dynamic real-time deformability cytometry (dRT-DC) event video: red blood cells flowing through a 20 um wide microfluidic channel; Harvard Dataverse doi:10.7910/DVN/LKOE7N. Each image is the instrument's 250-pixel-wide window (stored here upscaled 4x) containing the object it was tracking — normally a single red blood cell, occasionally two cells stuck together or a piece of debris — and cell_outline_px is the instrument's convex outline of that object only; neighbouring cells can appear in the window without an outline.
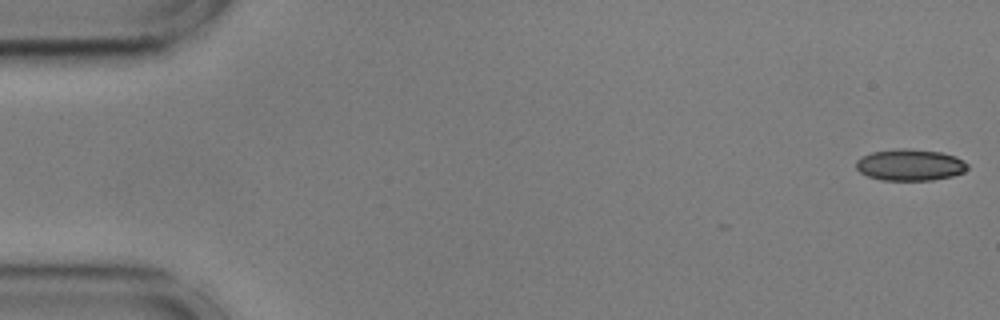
{"species": "common noctule bat (a hibernating species)", "species_latin": "Nyctalus noctula", "temperature_condition": "cold", "stored_images_in_passage": 9, "camera_frame_rate_fps": 3000, "um_per_image_px": 0.085, "animal": {"sex": "male", "body_mass_g": 17.9, "forearm_length_mm": 54.2}, "frame": {"image": 1, "passage_image": 1, "time_ms": 0.0, "image_size_px": [1000, 320], "cell_outline_px": [[968, 168], [964, 172], [952, 176], [932, 180], [880, 180], [868, 176], [860, 172], [856, 168], [856, 160], [860, 156], [872, 152], [900, 148], [904, 148], [940, 152], [956, 156], [964, 160], [968, 164]], "centroid_in_image_um": [77.35, 14.01], "position_along_channel_um": 7.7, "area_um2": 20.58}}